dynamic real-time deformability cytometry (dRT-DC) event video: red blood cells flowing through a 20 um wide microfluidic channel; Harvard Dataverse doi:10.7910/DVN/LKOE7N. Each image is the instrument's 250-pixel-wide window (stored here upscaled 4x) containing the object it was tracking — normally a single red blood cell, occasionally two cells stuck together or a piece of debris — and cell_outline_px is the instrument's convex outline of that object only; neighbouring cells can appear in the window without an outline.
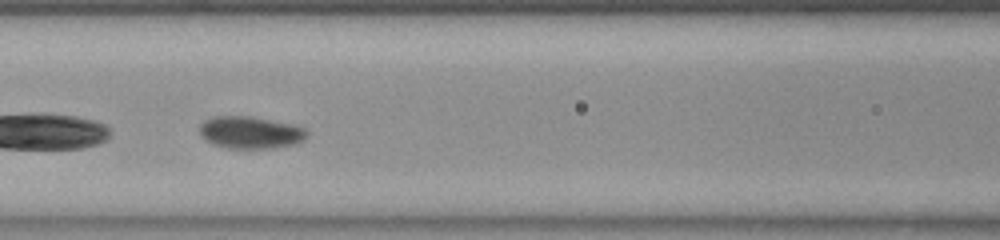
{"species": "common noctule bat (a hibernating species)", "species_latin": "Nyctalus noctula", "temperature_condition": "room temperature", "stored_images_in_passage": 16, "camera_frame_rate_fps": 3000, "um_per_image_px": 0.085, "animal": {"sex": "female", "body_mass_g": 23.0, "forearm_length_mm": 53.4}, "frame": {"image": 1, "passage_image": 7, "time_ms": 2.0, "image_size_px": [1000, 240], "cell_outline_px": [[308, 132], [296, 144], [276, 148], [228, 148], [212, 144], [200, 136], [200, 128], [204, 120], [216, 116], [248, 116], [288, 124], [304, 128]], "centroid_in_image_um": [21.23, 11.27], "position_along_channel_um": 145.4, "area_um2": 19.77}}
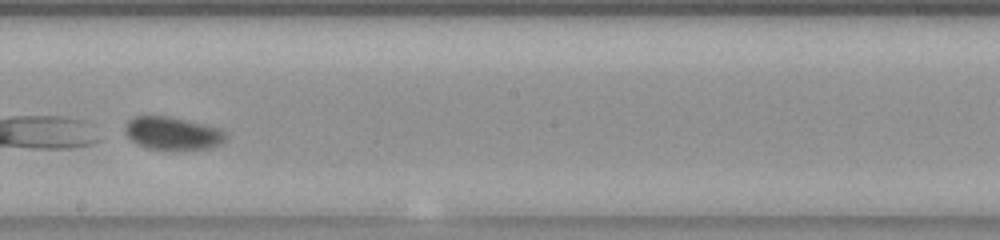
{"frame": {"image": 2, "passage_image": 14, "time_ms": 4.333, "image_size_px": [1000, 240], "cell_outline_px": [[228, 136], [220, 144], [212, 148], [184, 152], [168, 152], [148, 148], [132, 140], [128, 136], [128, 120], [136, 116], [164, 116], [216, 128], [224, 132]], "centroid_in_image_um": [14.72, 11.41], "position_along_channel_um": 233.5, "area_um2": 19.25}}